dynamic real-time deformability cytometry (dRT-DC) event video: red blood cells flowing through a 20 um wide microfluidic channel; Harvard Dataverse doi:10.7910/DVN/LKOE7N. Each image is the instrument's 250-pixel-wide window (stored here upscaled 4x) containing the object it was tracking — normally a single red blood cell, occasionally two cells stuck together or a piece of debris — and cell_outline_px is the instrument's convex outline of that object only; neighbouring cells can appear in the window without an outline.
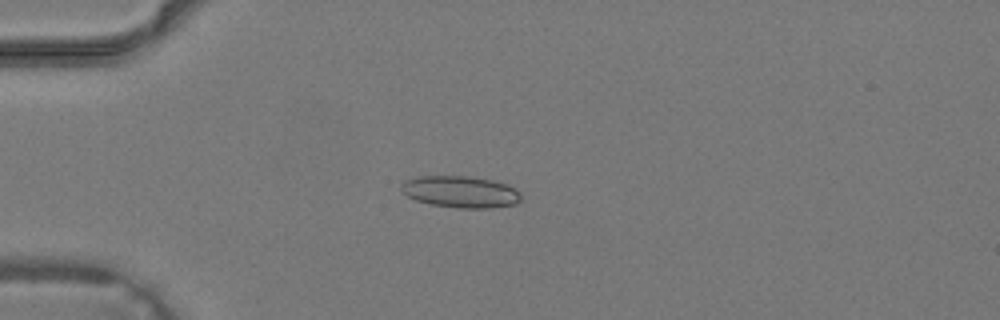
{"species": "common noctule bat (a hibernating species)", "species_latin": "Nyctalus noctula", "temperature_condition": "warm", "stored_images_in_passage": 33, "camera_frame_rate_fps": 3000, "um_per_image_px": 0.085, "animal": {"sex": "male", "body_mass_g": 19.2, "forearm_length_mm": 51.8}, "frame": {"image": 1, "passage_image": 6, "time_ms": 1.667, "image_size_px": [1000, 320], "cell_outline_px": [[520, 200], [516, 204], [488, 208], [460, 208], [432, 204], [416, 200], [408, 196], [400, 188], [400, 184], [404, 180], [416, 176], [472, 176], [492, 180], [516, 188], [520, 192]], "centroid_in_image_um": [39.13, 16.29], "position_along_channel_um": 45.9, "area_um2": 22.14}}
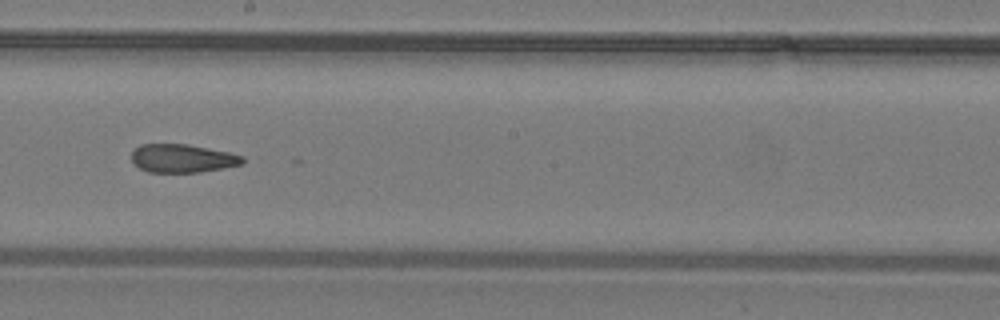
{"frame": {"image": 2, "passage_image": 18, "time_ms": 5.667, "image_size_px": [1000, 320], "cell_outline_px": [[244, 164], [200, 172], [148, 172], [140, 168], [132, 160], [132, 152], [140, 144], [188, 144], [228, 152], [244, 156]], "centroid_in_image_um": [15.53, 13.46], "position_along_channel_um": 232.7, "area_um2": 18.26}}
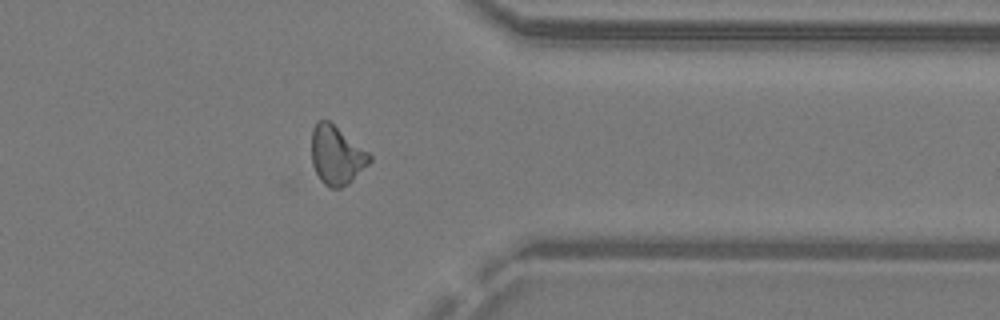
{"frame": {"image": 3, "passage_image": 27, "time_ms": 8.667, "image_size_px": [1000, 320], "cell_outline_px": [[372, 160], [348, 184], [340, 188], [328, 188], [320, 180], [312, 164], [312, 128], [316, 120], [328, 120], [368, 152], [372, 156]], "centroid_in_image_um": [28.59, 13.2], "position_along_channel_um": 382.8, "area_um2": 19.71}}